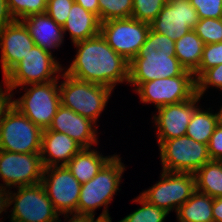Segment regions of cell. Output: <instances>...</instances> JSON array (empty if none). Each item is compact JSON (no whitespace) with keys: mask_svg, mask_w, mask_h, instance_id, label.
<instances>
[{"mask_svg":"<svg viewBox=\"0 0 222 222\" xmlns=\"http://www.w3.org/2000/svg\"><path fill=\"white\" fill-rule=\"evenodd\" d=\"M82 147L65 133L45 129L42 132L40 156L44 168L66 166Z\"/></svg>","mask_w":222,"mask_h":222,"instance_id":"obj_19","label":"cell"},{"mask_svg":"<svg viewBox=\"0 0 222 222\" xmlns=\"http://www.w3.org/2000/svg\"><path fill=\"white\" fill-rule=\"evenodd\" d=\"M219 118H220V122L222 123V106L221 109H219Z\"/></svg>","mask_w":222,"mask_h":222,"instance_id":"obj_42","label":"cell"},{"mask_svg":"<svg viewBox=\"0 0 222 222\" xmlns=\"http://www.w3.org/2000/svg\"><path fill=\"white\" fill-rule=\"evenodd\" d=\"M0 195V214L14 203L11 222H58L59 213L54 208L41 183L16 187Z\"/></svg>","mask_w":222,"mask_h":222,"instance_id":"obj_4","label":"cell"},{"mask_svg":"<svg viewBox=\"0 0 222 222\" xmlns=\"http://www.w3.org/2000/svg\"><path fill=\"white\" fill-rule=\"evenodd\" d=\"M35 46L22 21L15 20L0 30L1 66L3 77Z\"/></svg>","mask_w":222,"mask_h":222,"instance_id":"obj_17","label":"cell"},{"mask_svg":"<svg viewBox=\"0 0 222 222\" xmlns=\"http://www.w3.org/2000/svg\"><path fill=\"white\" fill-rule=\"evenodd\" d=\"M199 19L222 18V0H190Z\"/></svg>","mask_w":222,"mask_h":222,"instance_id":"obj_34","label":"cell"},{"mask_svg":"<svg viewBox=\"0 0 222 222\" xmlns=\"http://www.w3.org/2000/svg\"><path fill=\"white\" fill-rule=\"evenodd\" d=\"M208 150L211 160H219L222 158V123L215 127L213 134L208 142Z\"/></svg>","mask_w":222,"mask_h":222,"instance_id":"obj_36","label":"cell"},{"mask_svg":"<svg viewBox=\"0 0 222 222\" xmlns=\"http://www.w3.org/2000/svg\"><path fill=\"white\" fill-rule=\"evenodd\" d=\"M74 60L64 73L81 80L104 85L114 90L118 83H128L129 62L116 53L101 34L74 43Z\"/></svg>","mask_w":222,"mask_h":222,"instance_id":"obj_1","label":"cell"},{"mask_svg":"<svg viewBox=\"0 0 222 222\" xmlns=\"http://www.w3.org/2000/svg\"><path fill=\"white\" fill-rule=\"evenodd\" d=\"M186 69L175 56V41L151 28L138 55L129 62V85L180 76Z\"/></svg>","mask_w":222,"mask_h":222,"instance_id":"obj_2","label":"cell"},{"mask_svg":"<svg viewBox=\"0 0 222 222\" xmlns=\"http://www.w3.org/2000/svg\"><path fill=\"white\" fill-rule=\"evenodd\" d=\"M27 27L36 46L52 53L63 44L64 34L61 25L57 24L49 15H31L21 20Z\"/></svg>","mask_w":222,"mask_h":222,"instance_id":"obj_20","label":"cell"},{"mask_svg":"<svg viewBox=\"0 0 222 222\" xmlns=\"http://www.w3.org/2000/svg\"><path fill=\"white\" fill-rule=\"evenodd\" d=\"M134 91L142 103H153L157 110L191 99L196 94V79L193 72L185 70L180 76L141 83Z\"/></svg>","mask_w":222,"mask_h":222,"instance_id":"obj_12","label":"cell"},{"mask_svg":"<svg viewBox=\"0 0 222 222\" xmlns=\"http://www.w3.org/2000/svg\"><path fill=\"white\" fill-rule=\"evenodd\" d=\"M210 86L217 89L220 88L222 90V64L207 69L196 80V94L202 98L203 94Z\"/></svg>","mask_w":222,"mask_h":222,"instance_id":"obj_33","label":"cell"},{"mask_svg":"<svg viewBox=\"0 0 222 222\" xmlns=\"http://www.w3.org/2000/svg\"><path fill=\"white\" fill-rule=\"evenodd\" d=\"M63 70L65 69L62 68L52 53L35 45L4 76L2 83L4 82V86L12 93L16 87L58 80Z\"/></svg>","mask_w":222,"mask_h":222,"instance_id":"obj_6","label":"cell"},{"mask_svg":"<svg viewBox=\"0 0 222 222\" xmlns=\"http://www.w3.org/2000/svg\"><path fill=\"white\" fill-rule=\"evenodd\" d=\"M95 125L92 120L61 104L48 129L67 134L82 148H92L93 144L98 143Z\"/></svg>","mask_w":222,"mask_h":222,"instance_id":"obj_18","label":"cell"},{"mask_svg":"<svg viewBox=\"0 0 222 222\" xmlns=\"http://www.w3.org/2000/svg\"><path fill=\"white\" fill-rule=\"evenodd\" d=\"M14 21L15 19L9 10L7 0H0V30Z\"/></svg>","mask_w":222,"mask_h":222,"instance_id":"obj_38","label":"cell"},{"mask_svg":"<svg viewBox=\"0 0 222 222\" xmlns=\"http://www.w3.org/2000/svg\"><path fill=\"white\" fill-rule=\"evenodd\" d=\"M98 4L100 22L132 16L133 0H98Z\"/></svg>","mask_w":222,"mask_h":222,"instance_id":"obj_28","label":"cell"},{"mask_svg":"<svg viewBox=\"0 0 222 222\" xmlns=\"http://www.w3.org/2000/svg\"><path fill=\"white\" fill-rule=\"evenodd\" d=\"M44 166L40 153H16L0 150V195L20 186L41 183ZM5 185V186H4Z\"/></svg>","mask_w":222,"mask_h":222,"instance_id":"obj_13","label":"cell"},{"mask_svg":"<svg viewBox=\"0 0 222 222\" xmlns=\"http://www.w3.org/2000/svg\"><path fill=\"white\" fill-rule=\"evenodd\" d=\"M0 84V122L2 121L3 115L9 106L12 104V99L14 97V93H11L8 88L5 86V91H3V87Z\"/></svg>","mask_w":222,"mask_h":222,"instance_id":"obj_37","label":"cell"},{"mask_svg":"<svg viewBox=\"0 0 222 222\" xmlns=\"http://www.w3.org/2000/svg\"><path fill=\"white\" fill-rule=\"evenodd\" d=\"M149 31V23L133 17L111 19L100 23L101 36L116 53L128 62L138 55Z\"/></svg>","mask_w":222,"mask_h":222,"instance_id":"obj_10","label":"cell"},{"mask_svg":"<svg viewBox=\"0 0 222 222\" xmlns=\"http://www.w3.org/2000/svg\"><path fill=\"white\" fill-rule=\"evenodd\" d=\"M74 0H47L46 14L63 26L69 16Z\"/></svg>","mask_w":222,"mask_h":222,"instance_id":"obj_35","label":"cell"},{"mask_svg":"<svg viewBox=\"0 0 222 222\" xmlns=\"http://www.w3.org/2000/svg\"><path fill=\"white\" fill-rule=\"evenodd\" d=\"M21 88H24L25 93L19 99L13 98L12 105L36 126L42 130L48 129L61 105L58 81L30 84Z\"/></svg>","mask_w":222,"mask_h":222,"instance_id":"obj_7","label":"cell"},{"mask_svg":"<svg viewBox=\"0 0 222 222\" xmlns=\"http://www.w3.org/2000/svg\"><path fill=\"white\" fill-rule=\"evenodd\" d=\"M75 3L81 5L85 10L95 14L99 19L98 0H74Z\"/></svg>","mask_w":222,"mask_h":222,"instance_id":"obj_39","label":"cell"},{"mask_svg":"<svg viewBox=\"0 0 222 222\" xmlns=\"http://www.w3.org/2000/svg\"><path fill=\"white\" fill-rule=\"evenodd\" d=\"M162 170L195 173L211 160L208 146L187 135L163 140L158 144Z\"/></svg>","mask_w":222,"mask_h":222,"instance_id":"obj_9","label":"cell"},{"mask_svg":"<svg viewBox=\"0 0 222 222\" xmlns=\"http://www.w3.org/2000/svg\"><path fill=\"white\" fill-rule=\"evenodd\" d=\"M103 156L91 148H82L66 165L72 175L84 184L91 180L113 157Z\"/></svg>","mask_w":222,"mask_h":222,"instance_id":"obj_22","label":"cell"},{"mask_svg":"<svg viewBox=\"0 0 222 222\" xmlns=\"http://www.w3.org/2000/svg\"><path fill=\"white\" fill-rule=\"evenodd\" d=\"M219 122V112L213 113L212 110L210 111V108L202 110L198 107L193 112L186 135L197 142L208 145L209 139Z\"/></svg>","mask_w":222,"mask_h":222,"instance_id":"obj_26","label":"cell"},{"mask_svg":"<svg viewBox=\"0 0 222 222\" xmlns=\"http://www.w3.org/2000/svg\"><path fill=\"white\" fill-rule=\"evenodd\" d=\"M201 97L195 94L191 99L175 104H168L157 109L153 115L155 128L157 129L158 144L163 140H169L186 135L188 124L193 112L199 107L197 103Z\"/></svg>","mask_w":222,"mask_h":222,"instance_id":"obj_16","label":"cell"},{"mask_svg":"<svg viewBox=\"0 0 222 222\" xmlns=\"http://www.w3.org/2000/svg\"><path fill=\"white\" fill-rule=\"evenodd\" d=\"M70 218L69 220L67 218ZM64 218L66 220H68L69 222H103L101 219L97 218L95 220V217L94 216H85V215H75V214H72V217L69 215H64ZM60 220H58V222H60ZM67 221V222H68Z\"/></svg>","mask_w":222,"mask_h":222,"instance_id":"obj_41","label":"cell"},{"mask_svg":"<svg viewBox=\"0 0 222 222\" xmlns=\"http://www.w3.org/2000/svg\"><path fill=\"white\" fill-rule=\"evenodd\" d=\"M43 130L12 104L0 122V150L40 153Z\"/></svg>","mask_w":222,"mask_h":222,"instance_id":"obj_8","label":"cell"},{"mask_svg":"<svg viewBox=\"0 0 222 222\" xmlns=\"http://www.w3.org/2000/svg\"><path fill=\"white\" fill-rule=\"evenodd\" d=\"M198 21V14L190 0H168L150 23V28L177 41L190 30H194Z\"/></svg>","mask_w":222,"mask_h":222,"instance_id":"obj_15","label":"cell"},{"mask_svg":"<svg viewBox=\"0 0 222 222\" xmlns=\"http://www.w3.org/2000/svg\"><path fill=\"white\" fill-rule=\"evenodd\" d=\"M214 198L195 191L177 212L178 222H214L212 205Z\"/></svg>","mask_w":222,"mask_h":222,"instance_id":"obj_23","label":"cell"},{"mask_svg":"<svg viewBox=\"0 0 222 222\" xmlns=\"http://www.w3.org/2000/svg\"><path fill=\"white\" fill-rule=\"evenodd\" d=\"M9 10L15 20L21 21L28 16L44 14L47 0H7Z\"/></svg>","mask_w":222,"mask_h":222,"instance_id":"obj_29","label":"cell"},{"mask_svg":"<svg viewBox=\"0 0 222 222\" xmlns=\"http://www.w3.org/2000/svg\"><path fill=\"white\" fill-rule=\"evenodd\" d=\"M133 202L142 205L131 214L125 216L118 222H164L165 217L169 214L165 210L149 203L141 195L137 196Z\"/></svg>","mask_w":222,"mask_h":222,"instance_id":"obj_27","label":"cell"},{"mask_svg":"<svg viewBox=\"0 0 222 222\" xmlns=\"http://www.w3.org/2000/svg\"><path fill=\"white\" fill-rule=\"evenodd\" d=\"M41 184L60 215H77L81 184L67 166L44 168Z\"/></svg>","mask_w":222,"mask_h":222,"instance_id":"obj_14","label":"cell"},{"mask_svg":"<svg viewBox=\"0 0 222 222\" xmlns=\"http://www.w3.org/2000/svg\"><path fill=\"white\" fill-rule=\"evenodd\" d=\"M222 64V42L205 44L199 67L193 72L197 80L207 69Z\"/></svg>","mask_w":222,"mask_h":222,"instance_id":"obj_32","label":"cell"},{"mask_svg":"<svg viewBox=\"0 0 222 222\" xmlns=\"http://www.w3.org/2000/svg\"><path fill=\"white\" fill-rule=\"evenodd\" d=\"M196 190L213 198L222 197V163L210 160L194 173Z\"/></svg>","mask_w":222,"mask_h":222,"instance_id":"obj_25","label":"cell"},{"mask_svg":"<svg viewBox=\"0 0 222 222\" xmlns=\"http://www.w3.org/2000/svg\"><path fill=\"white\" fill-rule=\"evenodd\" d=\"M168 0H133L132 16L136 20L151 23Z\"/></svg>","mask_w":222,"mask_h":222,"instance_id":"obj_31","label":"cell"},{"mask_svg":"<svg viewBox=\"0 0 222 222\" xmlns=\"http://www.w3.org/2000/svg\"><path fill=\"white\" fill-rule=\"evenodd\" d=\"M194 31L203 40L204 44L222 42V18L199 19Z\"/></svg>","mask_w":222,"mask_h":222,"instance_id":"obj_30","label":"cell"},{"mask_svg":"<svg viewBox=\"0 0 222 222\" xmlns=\"http://www.w3.org/2000/svg\"><path fill=\"white\" fill-rule=\"evenodd\" d=\"M196 191V179L193 173L168 172L162 170L160 181L140 195L149 203L167 213L184 204Z\"/></svg>","mask_w":222,"mask_h":222,"instance_id":"obj_11","label":"cell"},{"mask_svg":"<svg viewBox=\"0 0 222 222\" xmlns=\"http://www.w3.org/2000/svg\"><path fill=\"white\" fill-rule=\"evenodd\" d=\"M204 45L195 31L190 30L175 41V56L186 70L194 72L200 65Z\"/></svg>","mask_w":222,"mask_h":222,"instance_id":"obj_24","label":"cell"},{"mask_svg":"<svg viewBox=\"0 0 222 222\" xmlns=\"http://www.w3.org/2000/svg\"><path fill=\"white\" fill-rule=\"evenodd\" d=\"M98 17L85 10L81 5L73 3L69 16L63 24V34L69 32L72 43L84 41L100 34Z\"/></svg>","mask_w":222,"mask_h":222,"instance_id":"obj_21","label":"cell"},{"mask_svg":"<svg viewBox=\"0 0 222 222\" xmlns=\"http://www.w3.org/2000/svg\"><path fill=\"white\" fill-rule=\"evenodd\" d=\"M60 77L64 79L59 84L61 104L96 123L114 90L75 79L64 72Z\"/></svg>","mask_w":222,"mask_h":222,"instance_id":"obj_5","label":"cell"},{"mask_svg":"<svg viewBox=\"0 0 222 222\" xmlns=\"http://www.w3.org/2000/svg\"><path fill=\"white\" fill-rule=\"evenodd\" d=\"M212 210L214 222H222V197L214 198Z\"/></svg>","mask_w":222,"mask_h":222,"instance_id":"obj_40","label":"cell"},{"mask_svg":"<svg viewBox=\"0 0 222 222\" xmlns=\"http://www.w3.org/2000/svg\"><path fill=\"white\" fill-rule=\"evenodd\" d=\"M125 165L115 155L91 180L81 184L77 215L95 216V210L104 206L98 216L102 221H111L108 204L119 190Z\"/></svg>","mask_w":222,"mask_h":222,"instance_id":"obj_3","label":"cell"}]
</instances>
